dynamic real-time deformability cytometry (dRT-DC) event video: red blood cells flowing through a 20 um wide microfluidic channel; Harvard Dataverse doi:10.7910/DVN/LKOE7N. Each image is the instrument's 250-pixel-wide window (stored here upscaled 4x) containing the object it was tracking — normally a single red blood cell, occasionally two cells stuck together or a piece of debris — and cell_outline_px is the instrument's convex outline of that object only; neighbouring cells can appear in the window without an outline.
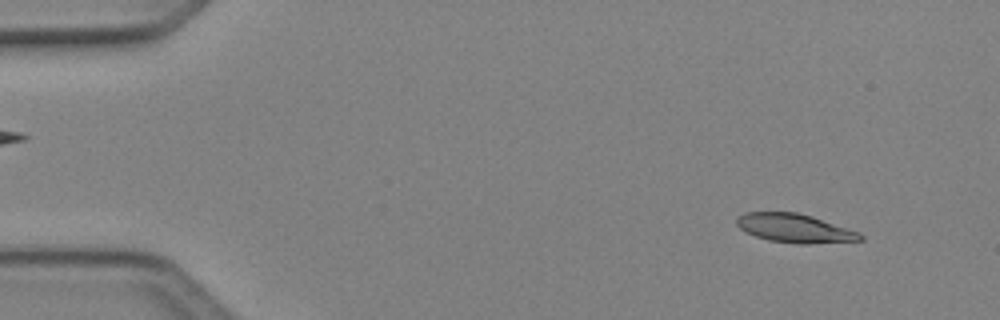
{"species": "Egyptian fruit bat (a non-hibernating species)", "species_latin": "Rousettus aegyptiacus", "temperature_condition": "cold", "stored_images_in_passage": 49, "camera_frame_rate_fps": 3000, "um_per_image_px": 0.085, "animal": {"sex": "female"}, "frame": {"image": 1, "passage_image": 4, "time_ms": 1.0, "image_size_px": [1000, 320], "cell_outline_px": [[864, 240], [804, 244], [800, 244], [768, 240], [744, 232], [736, 224], [736, 220], [744, 212], [796, 212], [812, 216], [860, 232], [864, 236]], "centroid_in_image_um": [67.56, 19.4], "position_along_channel_um": 17.4, "area_um2": 20.69}}
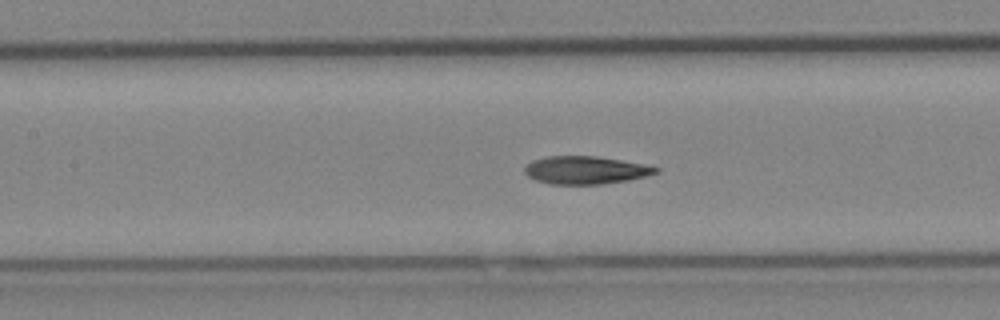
{"frame": {"image": 2, "passage_image": 22, "time_ms": 7.0, "image_size_px": [1000, 320], "cell_outline_px": [[660, 172], [628, 180], [600, 184], [548, 184], [536, 180], [528, 176], [524, 172], [524, 168], [532, 160], [548, 156], [596, 156], [620, 160], [660, 168]], "centroid_in_image_um": [49.73, 14.46], "position_along_channel_um": 157.7, "area_um2": 21.1}}
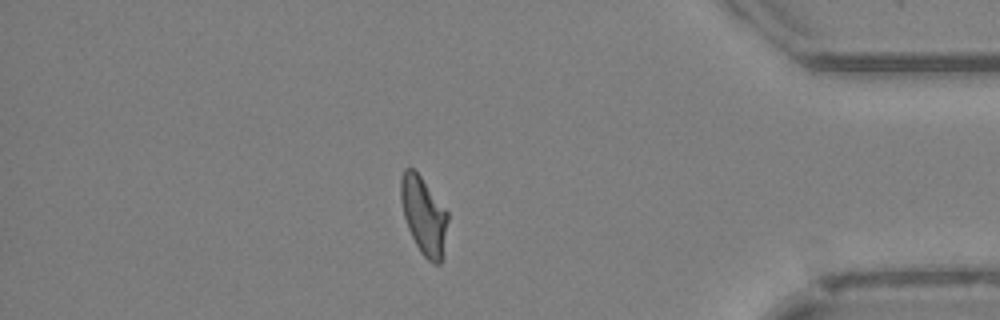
{"frame": {"image": 3, "passage_image": 42, "time_ms": 13.667, "image_size_px": [1000, 320], "cell_outline_px": [[448, 220], [440, 264], [432, 264], [420, 252], [408, 228], [404, 216], [400, 200], [400, 176], [404, 168], [412, 168], [420, 176], [448, 212]], "centroid_in_image_um": [35.99, 18.3], "position_along_channel_um": 399.2, "area_um2": 20.98}, "authors_computed_cell_mechanics": {"area_um2": 21.3282, "velocity_mm_per_s": 4.1116, "shape_relaxation_time_tau1_ms": 5.0636, "shape_relaxation_time_tau2_ms": 2.8812, "deformation_change_tau1": 0.1837, "deformation_change_tau2": 0.1123}}